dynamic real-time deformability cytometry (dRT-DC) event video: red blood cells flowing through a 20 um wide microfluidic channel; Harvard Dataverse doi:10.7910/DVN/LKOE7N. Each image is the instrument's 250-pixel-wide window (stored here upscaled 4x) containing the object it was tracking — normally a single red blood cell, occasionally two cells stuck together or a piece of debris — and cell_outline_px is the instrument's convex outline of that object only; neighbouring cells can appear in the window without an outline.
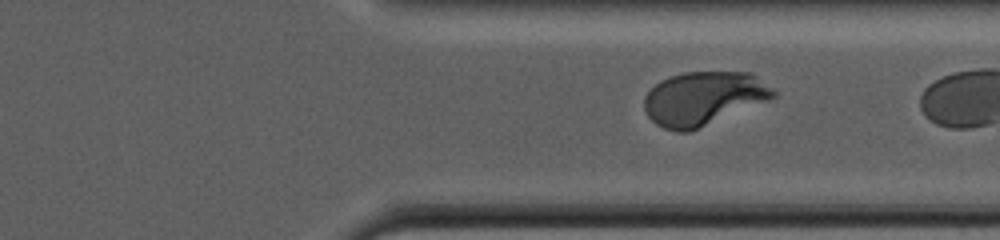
{"species": "human", "species_latin": "Homo sapiens", "temperature_condition": "warm", "stored_images_in_passage": 58, "camera_frame_rate_fps": 3000, "um_per_image_px": 0.085, "donor": {"sex": "male"}, "frame": {"image": 1, "passage_image": 54, "time_ms": 28.0, "image_size_px": [1000, 240], "cell_outline_px": [[776, 96], [768, 100], [688, 132], [676, 132], [664, 128], [656, 124], [648, 116], [644, 108], [644, 96], [660, 80], [684, 72], [752, 72], [772, 88], [776, 92]], "centroid_in_image_um": [59.78, 8.35], "position_along_channel_um": 351.6, "area_um2": 40.0}}